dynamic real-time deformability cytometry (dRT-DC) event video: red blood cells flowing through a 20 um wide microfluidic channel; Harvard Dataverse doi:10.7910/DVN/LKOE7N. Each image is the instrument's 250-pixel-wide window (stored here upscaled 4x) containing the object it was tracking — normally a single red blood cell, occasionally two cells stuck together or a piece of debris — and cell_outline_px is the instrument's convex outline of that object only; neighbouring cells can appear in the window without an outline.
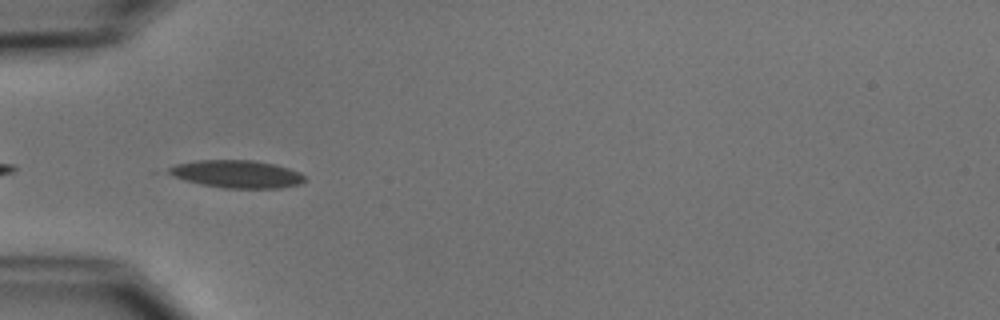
{"species": "common noctule bat (a hibernating species)", "species_latin": "Nyctalus noctula", "temperature_condition": "cold", "stored_images_in_passage": 9, "camera_frame_rate_fps": 3000, "um_per_image_px": 0.085, "animal": {"sex": "male", "body_mass_g": 15.6}, "frame": {"image": 1, "passage_image": 2, "time_ms": 0.333, "image_size_px": [1000, 320], "cell_outline_px": [[308, 180], [300, 184], [280, 188], [224, 188], [200, 184], [184, 180], [172, 176], [164, 172], [168, 168], [176, 164], [196, 160], [252, 160], [272, 164], [288, 168], [300, 172]], "centroid_in_image_um": [20.1, 14.8], "position_along_channel_um": 64.9, "area_um2": 22.08}}